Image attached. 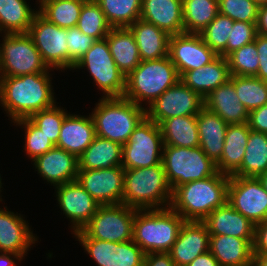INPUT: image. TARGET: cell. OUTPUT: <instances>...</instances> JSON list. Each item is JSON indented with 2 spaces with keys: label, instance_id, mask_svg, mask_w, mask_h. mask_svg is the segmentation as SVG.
<instances>
[{
  "label": "cell",
  "instance_id": "obj_56",
  "mask_svg": "<svg viewBox=\"0 0 267 266\" xmlns=\"http://www.w3.org/2000/svg\"><path fill=\"white\" fill-rule=\"evenodd\" d=\"M260 182L262 183V186L264 190L267 192V171L260 176H258Z\"/></svg>",
  "mask_w": 267,
  "mask_h": 266
},
{
  "label": "cell",
  "instance_id": "obj_15",
  "mask_svg": "<svg viewBox=\"0 0 267 266\" xmlns=\"http://www.w3.org/2000/svg\"><path fill=\"white\" fill-rule=\"evenodd\" d=\"M227 202L254 225L267 220V192L258 177L230 176Z\"/></svg>",
  "mask_w": 267,
  "mask_h": 266
},
{
  "label": "cell",
  "instance_id": "obj_40",
  "mask_svg": "<svg viewBox=\"0 0 267 266\" xmlns=\"http://www.w3.org/2000/svg\"><path fill=\"white\" fill-rule=\"evenodd\" d=\"M76 27L95 40L104 39L112 28L96 1L83 4Z\"/></svg>",
  "mask_w": 267,
  "mask_h": 266
},
{
  "label": "cell",
  "instance_id": "obj_29",
  "mask_svg": "<svg viewBox=\"0 0 267 266\" xmlns=\"http://www.w3.org/2000/svg\"><path fill=\"white\" fill-rule=\"evenodd\" d=\"M129 28L134 34L141 61L161 59L169 55L168 33L141 18Z\"/></svg>",
  "mask_w": 267,
  "mask_h": 266
},
{
  "label": "cell",
  "instance_id": "obj_19",
  "mask_svg": "<svg viewBox=\"0 0 267 266\" xmlns=\"http://www.w3.org/2000/svg\"><path fill=\"white\" fill-rule=\"evenodd\" d=\"M0 207V252L13 253L25 258L27 251L38 243L23 214L10 211L6 206ZM30 249V250H29Z\"/></svg>",
  "mask_w": 267,
  "mask_h": 266
},
{
  "label": "cell",
  "instance_id": "obj_6",
  "mask_svg": "<svg viewBox=\"0 0 267 266\" xmlns=\"http://www.w3.org/2000/svg\"><path fill=\"white\" fill-rule=\"evenodd\" d=\"M92 110L90 114L94 121L96 135L122 146L146 116L145 107L124 97H102Z\"/></svg>",
  "mask_w": 267,
  "mask_h": 266
},
{
  "label": "cell",
  "instance_id": "obj_21",
  "mask_svg": "<svg viewBox=\"0 0 267 266\" xmlns=\"http://www.w3.org/2000/svg\"><path fill=\"white\" fill-rule=\"evenodd\" d=\"M210 234L203 221H185L168 252L176 266H187L209 251Z\"/></svg>",
  "mask_w": 267,
  "mask_h": 266
},
{
  "label": "cell",
  "instance_id": "obj_1",
  "mask_svg": "<svg viewBox=\"0 0 267 266\" xmlns=\"http://www.w3.org/2000/svg\"><path fill=\"white\" fill-rule=\"evenodd\" d=\"M52 69L14 77H0V106L11 123L30 118L57 104L53 92Z\"/></svg>",
  "mask_w": 267,
  "mask_h": 266
},
{
  "label": "cell",
  "instance_id": "obj_18",
  "mask_svg": "<svg viewBox=\"0 0 267 266\" xmlns=\"http://www.w3.org/2000/svg\"><path fill=\"white\" fill-rule=\"evenodd\" d=\"M218 55L205 44L200 34L181 33L170 36L169 57L180 77L186 72L209 64Z\"/></svg>",
  "mask_w": 267,
  "mask_h": 266
},
{
  "label": "cell",
  "instance_id": "obj_14",
  "mask_svg": "<svg viewBox=\"0 0 267 266\" xmlns=\"http://www.w3.org/2000/svg\"><path fill=\"white\" fill-rule=\"evenodd\" d=\"M204 99L181 80L145 108L146 117L158 125L168 118L197 115Z\"/></svg>",
  "mask_w": 267,
  "mask_h": 266
},
{
  "label": "cell",
  "instance_id": "obj_51",
  "mask_svg": "<svg viewBox=\"0 0 267 266\" xmlns=\"http://www.w3.org/2000/svg\"><path fill=\"white\" fill-rule=\"evenodd\" d=\"M143 266H176L169 253L145 254Z\"/></svg>",
  "mask_w": 267,
  "mask_h": 266
},
{
  "label": "cell",
  "instance_id": "obj_13",
  "mask_svg": "<svg viewBox=\"0 0 267 266\" xmlns=\"http://www.w3.org/2000/svg\"><path fill=\"white\" fill-rule=\"evenodd\" d=\"M97 266H143L145 252L133 240L110 242L90 238L82 229L73 233Z\"/></svg>",
  "mask_w": 267,
  "mask_h": 266
},
{
  "label": "cell",
  "instance_id": "obj_54",
  "mask_svg": "<svg viewBox=\"0 0 267 266\" xmlns=\"http://www.w3.org/2000/svg\"><path fill=\"white\" fill-rule=\"evenodd\" d=\"M23 259L17 254L0 252V266H17L16 262L19 264Z\"/></svg>",
  "mask_w": 267,
  "mask_h": 266
},
{
  "label": "cell",
  "instance_id": "obj_26",
  "mask_svg": "<svg viewBox=\"0 0 267 266\" xmlns=\"http://www.w3.org/2000/svg\"><path fill=\"white\" fill-rule=\"evenodd\" d=\"M230 77L227 58L218 55L209 64L186 71L180 80L204 99L218 86L230 80Z\"/></svg>",
  "mask_w": 267,
  "mask_h": 266
},
{
  "label": "cell",
  "instance_id": "obj_8",
  "mask_svg": "<svg viewBox=\"0 0 267 266\" xmlns=\"http://www.w3.org/2000/svg\"><path fill=\"white\" fill-rule=\"evenodd\" d=\"M86 69L103 98L123 97L126 77L117 67L110 53L107 39L96 40L75 63L72 70Z\"/></svg>",
  "mask_w": 267,
  "mask_h": 266
},
{
  "label": "cell",
  "instance_id": "obj_22",
  "mask_svg": "<svg viewBox=\"0 0 267 266\" xmlns=\"http://www.w3.org/2000/svg\"><path fill=\"white\" fill-rule=\"evenodd\" d=\"M95 136V125L90 113L85 116L69 112L62 122L59 140L55 146L78 158Z\"/></svg>",
  "mask_w": 267,
  "mask_h": 266
},
{
  "label": "cell",
  "instance_id": "obj_27",
  "mask_svg": "<svg viewBox=\"0 0 267 266\" xmlns=\"http://www.w3.org/2000/svg\"><path fill=\"white\" fill-rule=\"evenodd\" d=\"M199 147L217 164L222 156L228 124L205 106L197 114Z\"/></svg>",
  "mask_w": 267,
  "mask_h": 266
},
{
  "label": "cell",
  "instance_id": "obj_2",
  "mask_svg": "<svg viewBox=\"0 0 267 266\" xmlns=\"http://www.w3.org/2000/svg\"><path fill=\"white\" fill-rule=\"evenodd\" d=\"M229 175H215L176 187L170 208L185 221H203L213 210L227 202Z\"/></svg>",
  "mask_w": 267,
  "mask_h": 266
},
{
  "label": "cell",
  "instance_id": "obj_5",
  "mask_svg": "<svg viewBox=\"0 0 267 266\" xmlns=\"http://www.w3.org/2000/svg\"><path fill=\"white\" fill-rule=\"evenodd\" d=\"M185 220L170 207L136 210L133 241L148 253H168Z\"/></svg>",
  "mask_w": 267,
  "mask_h": 266
},
{
  "label": "cell",
  "instance_id": "obj_42",
  "mask_svg": "<svg viewBox=\"0 0 267 266\" xmlns=\"http://www.w3.org/2000/svg\"><path fill=\"white\" fill-rule=\"evenodd\" d=\"M229 71L235 76H257L259 57L255 41L233 51L227 57Z\"/></svg>",
  "mask_w": 267,
  "mask_h": 266
},
{
  "label": "cell",
  "instance_id": "obj_31",
  "mask_svg": "<svg viewBox=\"0 0 267 266\" xmlns=\"http://www.w3.org/2000/svg\"><path fill=\"white\" fill-rule=\"evenodd\" d=\"M123 146L95 136L93 142L78 157V170H97L122 166Z\"/></svg>",
  "mask_w": 267,
  "mask_h": 266
},
{
  "label": "cell",
  "instance_id": "obj_39",
  "mask_svg": "<svg viewBox=\"0 0 267 266\" xmlns=\"http://www.w3.org/2000/svg\"><path fill=\"white\" fill-rule=\"evenodd\" d=\"M232 84L245 108L250 112L267 103V82L256 76L232 75Z\"/></svg>",
  "mask_w": 267,
  "mask_h": 266
},
{
  "label": "cell",
  "instance_id": "obj_43",
  "mask_svg": "<svg viewBox=\"0 0 267 266\" xmlns=\"http://www.w3.org/2000/svg\"><path fill=\"white\" fill-rule=\"evenodd\" d=\"M14 126H20L24 129V149L25 154L31 161L38 156L45 154L51 150L55 145L53 142L43 134L42 130L38 128L29 118L20 119L13 122Z\"/></svg>",
  "mask_w": 267,
  "mask_h": 266
},
{
  "label": "cell",
  "instance_id": "obj_55",
  "mask_svg": "<svg viewBox=\"0 0 267 266\" xmlns=\"http://www.w3.org/2000/svg\"><path fill=\"white\" fill-rule=\"evenodd\" d=\"M253 266H267V254H253Z\"/></svg>",
  "mask_w": 267,
  "mask_h": 266
},
{
  "label": "cell",
  "instance_id": "obj_35",
  "mask_svg": "<svg viewBox=\"0 0 267 266\" xmlns=\"http://www.w3.org/2000/svg\"><path fill=\"white\" fill-rule=\"evenodd\" d=\"M267 171V133L250 130L241 167L232 175L258 177Z\"/></svg>",
  "mask_w": 267,
  "mask_h": 266
},
{
  "label": "cell",
  "instance_id": "obj_38",
  "mask_svg": "<svg viewBox=\"0 0 267 266\" xmlns=\"http://www.w3.org/2000/svg\"><path fill=\"white\" fill-rule=\"evenodd\" d=\"M112 27H129L140 19L142 0H95Z\"/></svg>",
  "mask_w": 267,
  "mask_h": 266
},
{
  "label": "cell",
  "instance_id": "obj_59",
  "mask_svg": "<svg viewBox=\"0 0 267 266\" xmlns=\"http://www.w3.org/2000/svg\"><path fill=\"white\" fill-rule=\"evenodd\" d=\"M80 1H83V2H90V1H95V0H80Z\"/></svg>",
  "mask_w": 267,
  "mask_h": 266
},
{
  "label": "cell",
  "instance_id": "obj_36",
  "mask_svg": "<svg viewBox=\"0 0 267 266\" xmlns=\"http://www.w3.org/2000/svg\"><path fill=\"white\" fill-rule=\"evenodd\" d=\"M38 2V3H37ZM85 2L80 0H37L38 12L50 23L61 28L77 26Z\"/></svg>",
  "mask_w": 267,
  "mask_h": 266
},
{
  "label": "cell",
  "instance_id": "obj_41",
  "mask_svg": "<svg viewBox=\"0 0 267 266\" xmlns=\"http://www.w3.org/2000/svg\"><path fill=\"white\" fill-rule=\"evenodd\" d=\"M233 24L234 21L230 17L219 13L199 34L205 44L208 45L217 55H221L226 58L227 40Z\"/></svg>",
  "mask_w": 267,
  "mask_h": 266
},
{
  "label": "cell",
  "instance_id": "obj_17",
  "mask_svg": "<svg viewBox=\"0 0 267 266\" xmlns=\"http://www.w3.org/2000/svg\"><path fill=\"white\" fill-rule=\"evenodd\" d=\"M56 199L61 212L70 221L72 234L83 227L95 215L100 206L96 200L77 182V180L58 185Z\"/></svg>",
  "mask_w": 267,
  "mask_h": 266
},
{
  "label": "cell",
  "instance_id": "obj_11",
  "mask_svg": "<svg viewBox=\"0 0 267 266\" xmlns=\"http://www.w3.org/2000/svg\"><path fill=\"white\" fill-rule=\"evenodd\" d=\"M28 34L32 37L44 64L52 70H72L68 54L67 29L50 23L39 12L34 16Z\"/></svg>",
  "mask_w": 267,
  "mask_h": 266
},
{
  "label": "cell",
  "instance_id": "obj_25",
  "mask_svg": "<svg viewBox=\"0 0 267 266\" xmlns=\"http://www.w3.org/2000/svg\"><path fill=\"white\" fill-rule=\"evenodd\" d=\"M204 106L220 116L228 125L248 122L249 112L236 94L232 75L230 80L218 86L204 98Z\"/></svg>",
  "mask_w": 267,
  "mask_h": 266
},
{
  "label": "cell",
  "instance_id": "obj_32",
  "mask_svg": "<svg viewBox=\"0 0 267 266\" xmlns=\"http://www.w3.org/2000/svg\"><path fill=\"white\" fill-rule=\"evenodd\" d=\"M250 130L248 122L228 125L218 172L232 176L241 167Z\"/></svg>",
  "mask_w": 267,
  "mask_h": 266
},
{
  "label": "cell",
  "instance_id": "obj_53",
  "mask_svg": "<svg viewBox=\"0 0 267 266\" xmlns=\"http://www.w3.org/2000/svg\"><path fill=\"white\" fill-rule=\"evenodd\" d=\"M257 34L267 36V5L258 9Z\"/></svg>",
  "mask_w": 267,
  "mask_h": 266
},
{
  "label": "cell",
  "instance_id": "obj_57",
  "mask_svg": "<svg viewBox=\"0 0 267 266\" xmlns=\"http://www.w3.org/2000/svg\"><path fill=\"white\" fill-rule=\"evenodd\" d=\"M254 1L259 7L267 5V0H254Z\"/></svg>",
  "mask_w": 267,
  "mask_h": 266
},
{
  "label": "cell",
  "instance_id": "obj_34",
  "mask_svg": "<svg viewBox=\"0 0 267 266\" xmlns=\"http://www.w3.org/2000/svg\"><path fill=\"white\" fill-rule=\"evenodd\" d=\"M27 0H0V34L28 33L38 13ZM30 5V6H29Z\"/></svg>",
  "mask_w": 267,
  "mask_h": 266
},
{
  "label": "cell",
  "instance_id": "obj_49",
  "mask_svg": "<svg viewBox=\"0 0 267 266\" xmlns=\"http://www.w3.org/2000/svg\"><path fill=\"white\" fill-rule=\"evenodd\" d=\"M256 48L259 57V68L256 77L267 82V36L256 35Z\"/></svg>",
  "mask_w": 267,
  "mask_h": 266
},
{
  "label": "cell",
  "instance_id": "obj_28",
  "mask_svg": "<svg viewBox=\"0 0 267 266\" xmlns=\"http://www.w3.org/2000/svg\"><path fill=\"white\" fill-rule=\"evenodd\" d=\"M209 251L220 266H247L253 263V245L245 238L210 235Z\"/></svg>",
  "mask_w": 267,
  "mask_h": 266
},
{
  "label": "cell",
  "instance_id": "obj_33",
  "mask_svg": "<svg viewBox=\"0 0 267 266\" xmlns=\"http://www.w3.org/2000/svg\"><path fill=\"white\" fill-rule=\"evenodd\" d=\"M163 144L194 148L199 146L197 115L168 118L160 124Z\"/></svg>",
  "mask_w": 267,
  "mask_h": 266
},
{
  "label": "cell",
  "instance_id": "obj_3",
  "mask_svg": "<svg viewBox=\"0 0 267 266\" xmlns=\"http://www.w3.org/2000/svg\"><path fill=\"white\" fill-rule=\"evenodd\" d=\"M172 189L163 164L125 170L123 204L137 210L164 209L170 206Z\"/></svg>",
  "mask_w": 267,
  "mask_h": 266
},
{
  "label": "cell",
  "instance_id": "obj_46",
  "mask_svg": "<svg viewBox=\"0 0 267 266\" xmlns=\"http://www.w3.org/2000/svg\"><path fill=\"white\" fill-rule=\"evenodd\" d=\"M257 22L234 21L226 45V57L233 51L255 41Z\"/></svg>",
  "mask_w": 267,
  "mask_h": 266
},
{
  "label": "cell",
  "instance_id": "obj_24",
  "mask_svg": "<svg viewBox=\"0 0 267 266\" xmlns=\"http://www.w3.org/2000/svg\"><path fill=\"white\" fill-rule=\"evenodd\" d=\"M140 18L170 36L184 33L182 0H142Z\"/></svg>",
  "mask_w": 267,
  "mask_h": 266
},
{
  "label": "cell",
  "instance_id": "obj_4",
  "mask_svg": "<svg viewBox=\"0 0 267 266\" xmlns=\"http://www.w3.org/2000/svg\"><path fill=\"white\" fill-rule=\"evenodd\" d=\"M179 81L180 75L169 55L161 59L141 61L126 77L123 97L146 108Z\"/></svg>",
  "mask_w": 267,
  "mask_h": 266
},
{
  "label": "cell",
  "instance_id": "obj_37",
  "mask_svg": "<svg viewBox=\"0 0 267 266\" xmlns=\"http://www.w3.org/2000/svg\"><path fill=\"white\" fill-rule=\"evenodd\" d=\"M184 33H201L219 14L218 0H182Z\"/></svg>",
  "mask_w": 267,
  "mask_h": 266
},
{
  "label": "cell",
  "instance_id": "obj_9",
  "mask_svg": "<svg viewBox=\"0 0 267 266\" xmlns=\"http://www.w3.org/2000/svg\"><path fill=\"white\" fill-rule=\"evenodd\" d=\"M163 146L160 125L145 116L123 145L122 167L130 170L161 164Z\"/></svg>",
  "mask_w": 267,
  "mask_h": 266
},
{
  "label": "cell",
  "instance_id": "obj_52",
  "mask_svg": "<svg viewBox=\"0 0 267 266\" xmlns=\"http://www.w3.org/2000/svg\"><path fill=\"white\" fill-rule=\"evenodd\" d=\"M187 266H220L214 255L208 251L204 254L197 256Z\"/></svg>",
  "mask_w": 267,
  "mask_h": 266
},
{
  "label": "cell",
  "instance_id": "obj_12",
  "mask_svg": "<svg viewBox=\"0 0 267 266\" xmlns=\"http://www.w3.org/2000/svg\"><path fill=\"white\" fill-rule=\"evenodd\" d=\"M135 208L125 204L100 205L83 231L97 240L125 242L133 239Z\"/></svg>",
  "mask_w": 267,
  "mask_h": 266
},
{
  "label": "cell",
  "instance_id": "obj_48",
  "mask_svg": "<svg viewBox=\"0 0 267 266\" xmlns=\"http://www.w3.org/2000/svg\"><path fill=\"white\" fill-rule=\"evenodd\" d=\"M248 124L253 131L267 133V103L249 112Z\"/></svg>",
  "mask_w": 267,
  "mask_h": 266
},
{
  "label": "cell",
  "instance_id": "obj_23",
  "mask_svg": "<svg viewBox=\"0 0 267 266\" xmlns=\"http://www.w3.org/2000/svg\"><path fill=\"white\" fill-rule=\"evenodd\" d=\"M210 235H227L254 242L255 225L228 202L213 210L204 220Z\"/></svg>",
  "mask_w": 267,
  "mask_h": 266
},
{
  "label": "cell",
  "instance_id": "obj_10",
  "mask_svg": "<svg viewBox=\"0 0 267 266\" xmlns=\"http://www.w3.org/2000/svg\"><path fill=\"white\" fill-rule=\"evenodd\" d=\"M0 77L43 73L48 70L28 33L2 34Z\"/></svg>",
  "mask_w": 267,
  "mask_h": 266
},
{
  "label": "cell",
  "instance_id": "obj_16",
  "mask_svg": "<svg viewBox=\"0 0 267 266\" xmlns=\"http://www.w3.org/2000/svg\"><path fill=\"white\" fill-rule=\"evenodd\" d=\"M124 173L122 166L78 170L76 180L99 205L123 204Z\"/></svg>",
  "mask_w": 267,
  "mask_h": 266
},
{
  "label": "cell",
  "instance_id": "obj_50",
  "mask_svg": "<svg viewBox=\"0 0 267 266\" xmlns=\"http://www.w3.org/2000/svg\"><path fill=\"white\" fill-rule=\"evenodd\" d=\"M253 254H267V220L255 225Z\"/></svg>",
  "mask_w": 267,
  "mask_h": 266
},
{
  "label": "cell",
  "instance_id": "obj_44",
  "mask_svg": "<svg viewBox=\"0 0 267 266\" xmlns=\"http://www.w3.org/2000/svg\"><path fill=\"white\" fill-rule=\"evenodd\" d=\"M67 114V110L58 106L57 103V105L36 112L29 119L56 145L62 122Z\"/></svg>",
  "mask_w": 267,
  "mask_h": 266
},
{
  "label": "cell",
  "instance_id": "obj_45",
  "mask_svg": "<svg viewBox=\"0 0 267 266\" xmlns=\"http://www.w3.org/2000/svg\"><path fill=\"white\" fill-rule=\"evenodd\" d=\"M219 13L233 21L257 22L259 6L254 0H218Z\"/></svg>",
  "mask_w": 267,
  "mask_h": 266
},
{
  "label": "cell",
  "instance_id": "obj_47",
  "mask_svg": "<svg viewBox=\"0 0 267 266\" xmlns=\"http://www.w3.org/2000/svg\"><path fill=\"white\" fill-rule=\"evenodd\" d=\"M68 54L72 58V68L96 41L91 36L82 33L77 27L67 29Z\"/></svg>",
  "mask_w": 267,
  "mask_h": 266
},
{
  "label": "cell",
  "instance_id": "obj_58",
  "mask_svg": "<svg viewBox=\"0 0 267 266\" xmlns=\"http://www.w3.org/2000/svg\"><path fill=\"white\" fill-rule=\"evenodd\" d=\"M2 185H3V183H2V177H1V174H0V202L3 201V200H2V196H3V195L1 194V192H2V190H3V189H1V188H3Z\"/></svg>",
  "mask_w": 267,
  "mask_h": 266
},
{
  "label": "cell",
  "instance_id": "obj_20",
  "mask_svg": "<svg viewBox=\"0 0 267 266\" xmlns=\"http://www.w3.org/2000/svg\"><path fill=\"white\" fill-rule=\"evenodd\" d=\"M31 162L43 181L45 180L53 187L74 181L77 178L78 158L57 146Z\"/></svg>",
  "mask_w": 267,
  "mask_h": 266
},
{
  "label": "cell",
  "instance_id": "obj_30",
  "mask_svg": "<svg viewBox=\"0 0 267 266\" xmlns=\"http://www.w3.org/2000/svg\"><path fill=\"white\" fill-rule=\"evenodd\" d=\"M105 38L115 64L127 77L141 62L133 32L129 27H112Z\"/></svg>",
  "mask_w": 267,
  "mask_h": 266
},
{
  "label": "cell",
  "instance_id": "obj_7",
  "mask_svg": "<svg viewBox=\"0 0 267 266\" xmlns=\"http://www.w3.org/2000/svg\"><path fill=\"white\" fill-rule=\"evenodd\" d=\"M162 164L172 191L185 183L215 175L216 164L198 146L194 148L163 146Z\"/></svg>",
  "mask_w": 267,
  "mask_h": 266
}]
</instances>
